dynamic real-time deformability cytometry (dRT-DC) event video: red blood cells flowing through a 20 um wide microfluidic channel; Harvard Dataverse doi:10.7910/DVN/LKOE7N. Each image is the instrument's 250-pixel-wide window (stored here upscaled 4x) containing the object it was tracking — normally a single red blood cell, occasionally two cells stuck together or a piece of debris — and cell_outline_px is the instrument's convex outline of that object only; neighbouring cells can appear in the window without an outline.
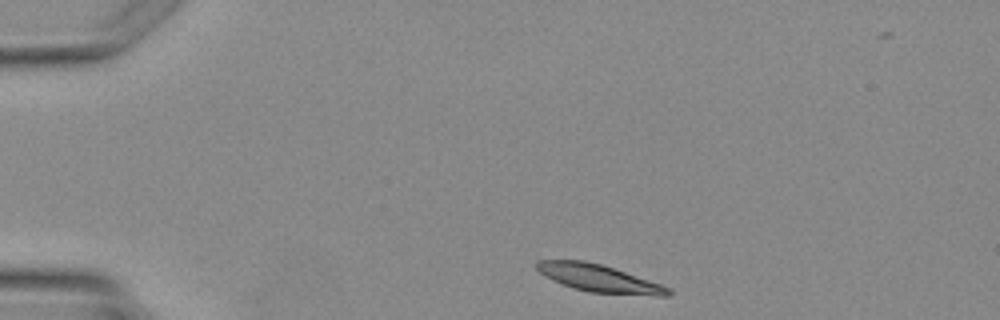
{"species": "Egyptian fruit bat (a non-hibernating species)", "species_latin": "Rousettus aegyptiacus", "temperature_condition": "warm", "stored_images_in_passage": 2, "camera_frame_rate_fps": 3000, "um_per_image_px": 0.085, "animal": {"sex": "female"}, "frame": {"image": 1, "passage_image": 1, "time_ms": 0.0, "image_size_px": [1000, 320], "cell_outline_px": [[672, 296], [656, 296], [588, 292], [572, 288], [552, 280], [544, 276], [536, 268], [536, 260], [584, 260], [600, 264], [660, 284], [668, 288], [672, 292]], "centroid_in_image_um": [50.88, 23.67], "position_along_channel_um": 34.1, "area_um2": 20.87}}